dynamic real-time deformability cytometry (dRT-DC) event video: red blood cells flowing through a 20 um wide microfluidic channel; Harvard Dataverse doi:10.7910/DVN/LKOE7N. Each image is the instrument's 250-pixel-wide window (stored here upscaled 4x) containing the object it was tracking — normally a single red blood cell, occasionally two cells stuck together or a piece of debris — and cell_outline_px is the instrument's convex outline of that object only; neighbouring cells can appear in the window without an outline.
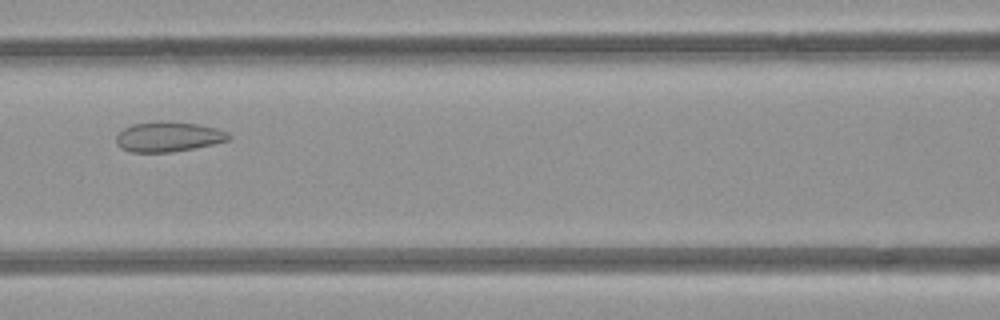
{"species": "common noctule bat (a hibernating species)", "species_latin": "Nyctalus noctula", "temperature_condition": "room temperature", "stored_images_in_passage": 5, "camera_frame_rate_fps": 3000, "um_per_image_px": 0.085, "animal": {"sex": "female", "body_mass_g": 21.9}, "frame": {"image": 1, "passage_image": 4, "time_ms": 3.667, "image_size_px": [1000, 320], "cell_outline_px": [[232, 136], [228, 140], [212, 144], [192, 148], [168, 152], [132, 152], [120, 148], [116, 144], [116, 136], [124, 128], [132, 124], [160, 120], [200, 124], [216, 128], [228, 132]], "centroid_in_image_um": [14.29, 11.6], "position_along_channel_um": 152.3, "area_um2": 19.71}}
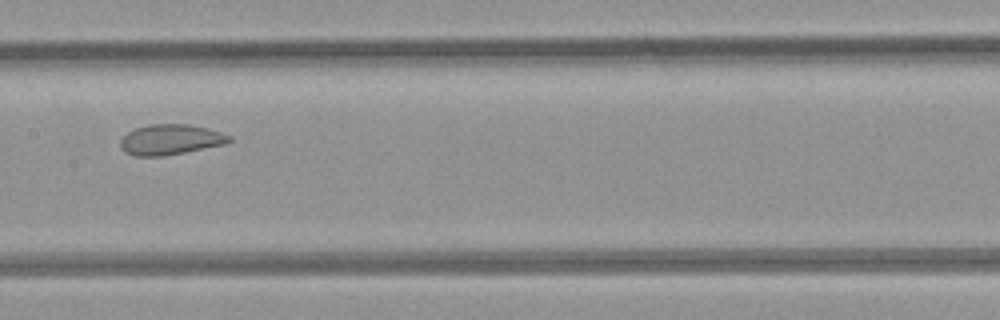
{"frame": {"image": 2, "passage_image": 5, "time_ms": 4.667, "image_size_px": [1000, 320], "cell_outline_px": [[232, 140], [224, 144], [184, 152], [160, 156], [132, 156], [124, 152], [120, 148], [120, 140], [128, 132], [136, 128], [148, 124], [188, 124], [208, 128], [232, 136]], "centroid_in_image_um": [14.46, 11.86], "position_along_channel_um": 192.9, "area_um2": 19.25}}